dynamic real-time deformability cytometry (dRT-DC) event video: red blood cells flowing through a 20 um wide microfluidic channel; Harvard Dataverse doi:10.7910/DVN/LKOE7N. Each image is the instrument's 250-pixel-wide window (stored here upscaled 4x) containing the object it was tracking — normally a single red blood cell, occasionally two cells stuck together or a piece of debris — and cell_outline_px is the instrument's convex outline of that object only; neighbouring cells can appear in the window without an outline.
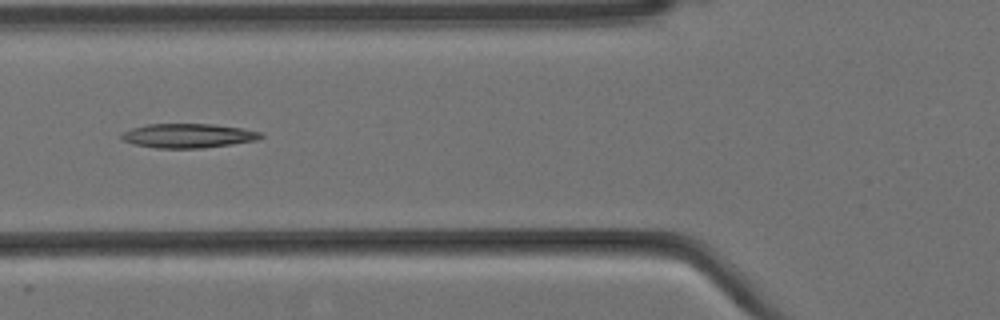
{"species": "Egyptian fruit bat (a non-hibernating species)", "species_latin": "Rousettus aegyptiacus", "temperature_condition": "cold", "stored_images_in_passage": 6, "camera_frame_rate_fps": 3000, "um_per_image_px": 0.085, "animal": {"sex": "female"}, "frame": {"image": 1, "passage_image": 3, "time_ms": 0.667, "image_size_px": [1000, 320], "cell_outline_px": [[264, 136], [256, 140], [232, 144], [200, 148], [156, 148], [132, 144], [124, 140], [120, 136], [124, 132], [132, 128], [148, 124], [212, 124], [240, 128], [260, 132]], "centroid_in_image_um": [15.97, 11.54], "position_along_channel_um": 109.8, "area_um2": 19.48}}
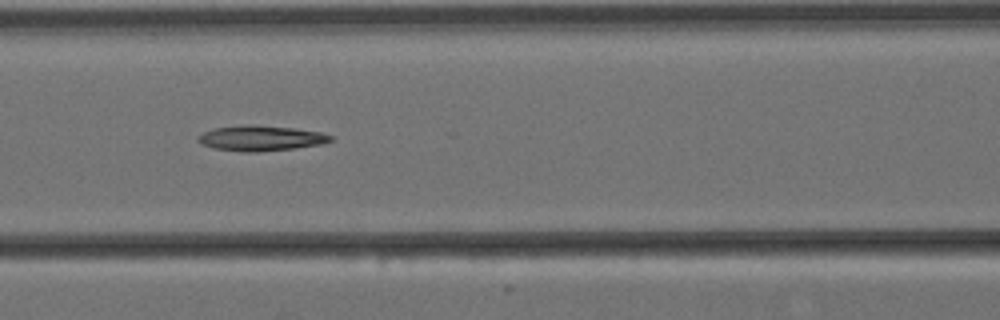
{"frame": {"image": 2, "passage_image": 4, "time_ms": 1.0, "image_size_px": [1000, 320], "cell_outline_px": [[332, 140], [320, 144], [292, 148], [256, 152], [244, 152], [216, 148], [200, 144], [196, 140], [196, 136], [204, 132], [216, 128], [248, 124], [256, 124], [292, 128], [320, 132], [332, 136]], "centroid_in_image_um": [22.12, 11.74], "position_along_channel_um": 144.5, "area_um2": 19.36}}
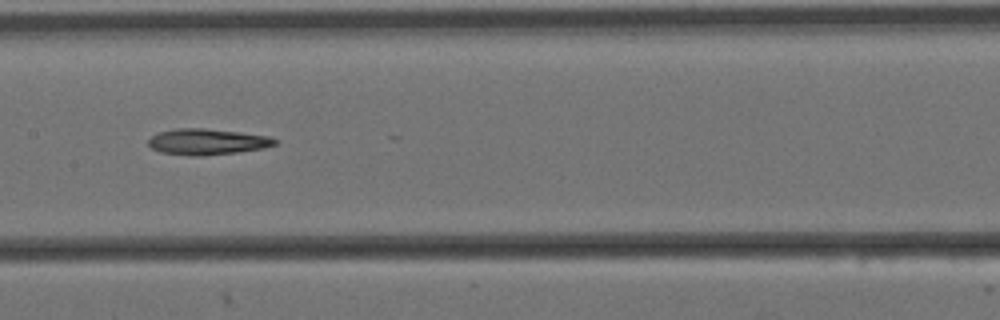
{"frame": {"image": 3, "passage_image": 5, "time_ms": 1.333, "image_size_px": [1000, 320], "cell_outline_px": [[276, 144], [264, 148], [236, 152], [200, 156], [196, 156], [160, 152], [152, 148], [148, 144], [148, 140], [152, 136], [160, 132], [176, 128], [204, 128], [240, 132], [268, 136], [276, 140]], "centroid_in_image_um": [17.6, 12.04], "position_along_channel_um": 189.8, "area_um2": 18.96}}